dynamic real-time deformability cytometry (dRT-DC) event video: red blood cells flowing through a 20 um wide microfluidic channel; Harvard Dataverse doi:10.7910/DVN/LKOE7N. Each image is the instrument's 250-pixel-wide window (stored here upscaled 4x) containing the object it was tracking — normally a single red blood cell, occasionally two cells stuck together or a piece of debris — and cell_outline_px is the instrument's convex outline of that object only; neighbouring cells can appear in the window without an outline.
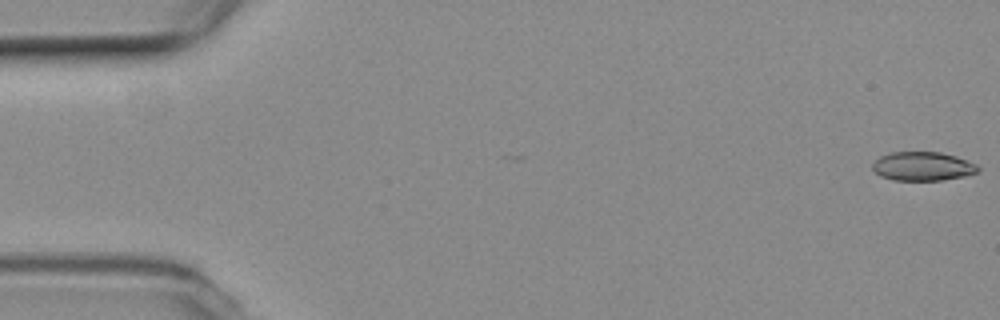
{"species": "common noctule bat (a hibernating species)", "species_latin": "Nyctalus noctula", "temperature_condition": "room temperature", "stored_images_in_passage": 5, "camera_frame_rate_fps": 3000, "um_per_image_px": 0.085, "animal": {"sex": "female", "body_mass_g": 19.3, "forearm_length_mm": 54.1}, "frame": {"image": 1, "passage_image": 1, "time_ms": 0.0, "image_size_px": [1000, 320], "cell_outline_px": [[980, 172], [964, 176], [940, 180], [892, 180], [880, 176], [872, 168], [872, 164], [880, 156], [888, 152], [940, 152], [956, 156], [968, 160], [976, 164], [980, 168]], "centroid_in_image_um": [78.44, 14.13], "position_along_channel_um": 6.6, "area_um2": 17.86}}